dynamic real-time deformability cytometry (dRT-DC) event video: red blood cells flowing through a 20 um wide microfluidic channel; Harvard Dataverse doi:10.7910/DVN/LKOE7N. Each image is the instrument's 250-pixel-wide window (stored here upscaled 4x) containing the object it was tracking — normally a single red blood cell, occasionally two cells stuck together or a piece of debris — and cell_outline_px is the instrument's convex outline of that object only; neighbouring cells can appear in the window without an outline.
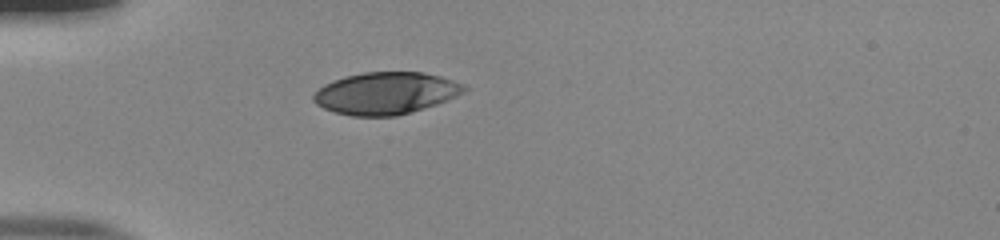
{"species": "human", "species_latin": "Homo sapiens", "temperature_condition": "room temperature", "stored_images_in_passage": 31, "camera_frame_rate_fps": 3000, "um_per_image_px": 0.085, "donor": {"sex": "male"}, "frame": {"image": 1, "passage_image": 1, "time_ms": 0.0, "image_size_px": [1000, 240], "cell_outline_px": [[468, 88], [464, 92], [456, 96], [436, 104], [396, 116], [352, 116], [336, 112], [324, 108], [316, 104], [312, 100], [312, 96], [324, 84], [332, 80], [344, 76], [364, 72], [424, 72], [440, 76], [464, 84]], "centroid_in_image_um": [32.78, 7.91], "position_along_channel_um": 52.2, "area_um2": 36.82}}
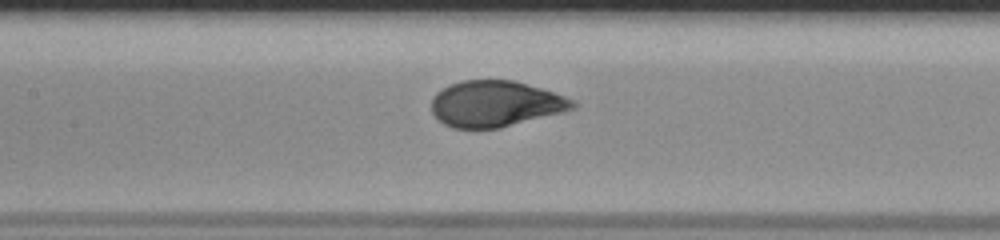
{"frame": {"image": 2, "passage_image": 11, "time_ms": 3.333, "image_size_px": [1000, 240], "cell_outline_px": [[580, 104], [576, 108], [500, 128], [452, 128], [444, 124], [432, 112], [432, 96], [436, 92], [460, 80], [516, 80], [576, 100]], "centroid_in_image_um": [42.13, 8.82], "position_along_channel_um": 165.3, "area_um2": 37.8}}
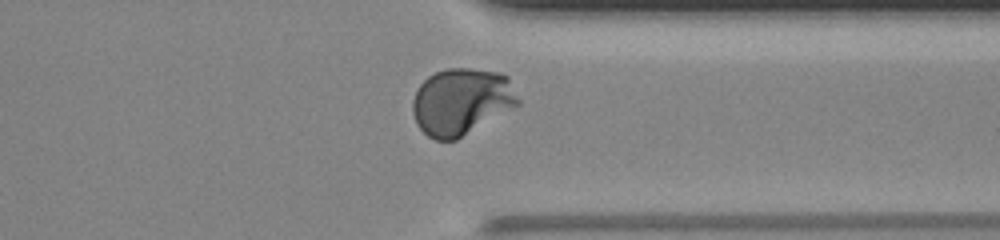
{"frame": {"image": 3, "passage_image": 27, "time_ms": 8.667, "image_size_px": [1000, 240], "cell_outline_px": [[520, 104], [456, 140], [436, 140], [428, 136], [416, 124], [412, 112], [412, 100], [420, 84], [428, 76], [436, 72], [448, 68], [468, 68], [500, 72], [508, 76], [520, 100]], "centroid_in_image_um": [39.22, 8.62], "position_along_channel_um": 372.2, "area_um2": 41.1}, "authors_computed_cell_mechanics": {"area_um2": 39.015, "velocity_mm_per_s": 3.8861, "shape_relaxation_time_tau1_ms": 3.4921, "shape_relaxation_time_tau2_ms": null, "deformation_change_tau1": 0.1958, "deformation_change_tau2": null}}